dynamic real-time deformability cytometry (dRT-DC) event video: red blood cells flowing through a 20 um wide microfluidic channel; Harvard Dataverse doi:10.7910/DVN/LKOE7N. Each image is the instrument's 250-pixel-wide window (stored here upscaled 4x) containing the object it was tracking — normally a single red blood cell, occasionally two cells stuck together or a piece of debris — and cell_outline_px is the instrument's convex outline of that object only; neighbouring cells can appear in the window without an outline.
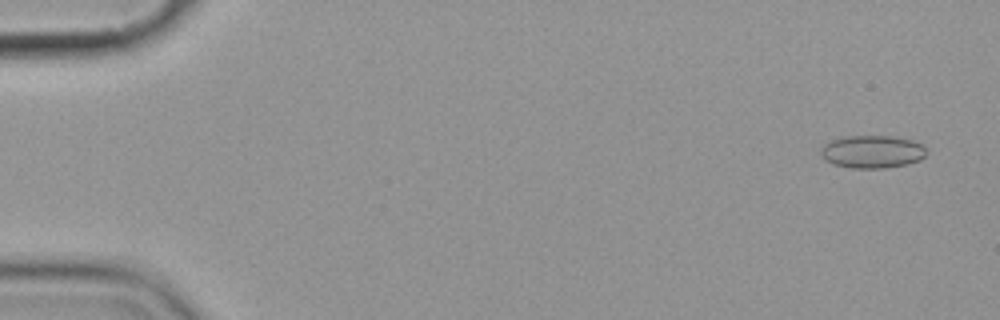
{"species": "common noctule bat (a hibernating species)", "species_latin": "Nyctalus noctula", "temperature_condition": "cold", "stored_images_in_passage": 5, "camera_frame_rate_fps": 3000, "um_per_image_px": 0.085, "animal": {"sex": "female", "body_mass_g": 19.9}, "frame": {"image": 1, "passage_image": 1, "time_ms": 0.0, "image_size_px": [1000, 320], "cell_outline_px": [[928, 152], [920, 160], [908, 164], [884, 168], [852, 168], [832, 164], [820, 152], [824, 144], [840, 136], [892, 136], [912, 140], [920, 144]], "centroid_in_image_um": [74.15, 12.89], "position_along_channel_um": 10.8, "area_um2": 20.11}}
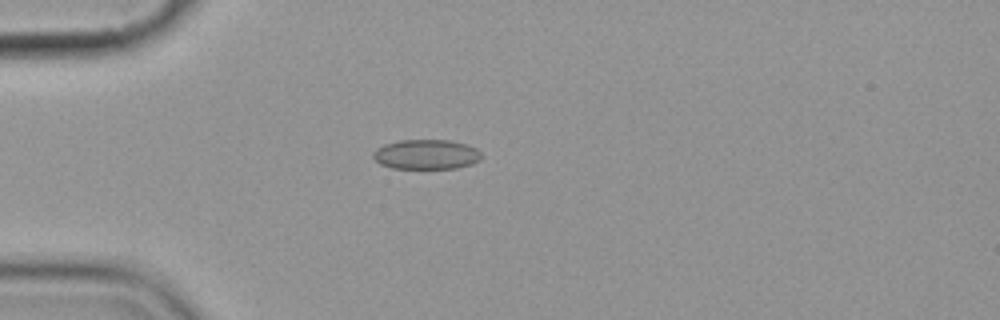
{"frame": {"image": 2, "passage_image": 5, "time_ms": 4.333, "image_size_px": [1000, 320], "cell_outline_px": [[480, 160], [472, 164], [456, 168], [392, 168], [380, 164], [372, 156], [372, 152], [376, 148], [384, 144], [400, 140], [448, 140], [468, 144], [476, 148], [480, 152]], "centroid_in_image_um": [36.22, 13.12], "position_along_channel_um": 48.8, "area_um2": 18.84}}